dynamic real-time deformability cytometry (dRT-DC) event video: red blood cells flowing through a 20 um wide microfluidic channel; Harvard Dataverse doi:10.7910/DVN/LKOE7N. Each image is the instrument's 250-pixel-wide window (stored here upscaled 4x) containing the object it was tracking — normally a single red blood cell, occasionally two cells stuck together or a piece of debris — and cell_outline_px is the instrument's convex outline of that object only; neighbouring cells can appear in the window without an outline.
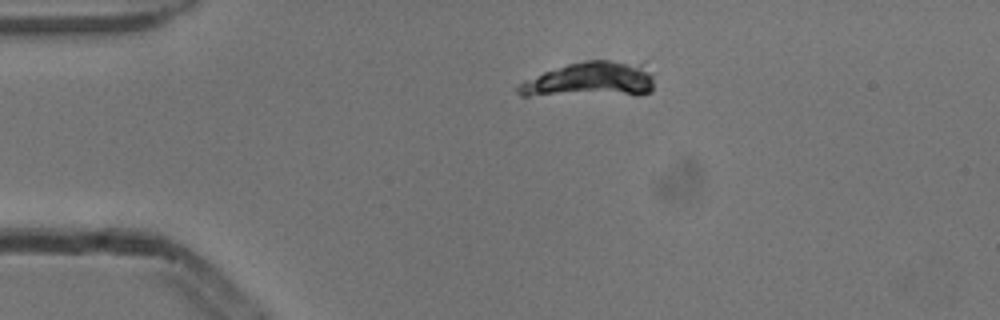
{"species": "common noctule bat (a hibernating species)", "species_latin": "Nyctalus noctula", "temperature_condition": "cold", "stored_images_in_passage": 2, "camera_frame_rate_fps": 3000, "um_per_image_px": 0.085, "animal": {"sex": "male", "body_mass_g": 13.3}, "frame": {"image": 1, "passage_image": 1, "time_ms": 0.0, "image_size_px": [1000, 320], "cell_outline_px": [[652, 92], [640, 96], [520, 96], [516, 92], [516, 88], [524, 80], [544, 72], [568, 64], [584, 60], [648, 60], [652, 76]], "centroid_in_image_um": [50.29, 6.78], "position_along_channel_um": 34.7, "area_um2": 29.59}}